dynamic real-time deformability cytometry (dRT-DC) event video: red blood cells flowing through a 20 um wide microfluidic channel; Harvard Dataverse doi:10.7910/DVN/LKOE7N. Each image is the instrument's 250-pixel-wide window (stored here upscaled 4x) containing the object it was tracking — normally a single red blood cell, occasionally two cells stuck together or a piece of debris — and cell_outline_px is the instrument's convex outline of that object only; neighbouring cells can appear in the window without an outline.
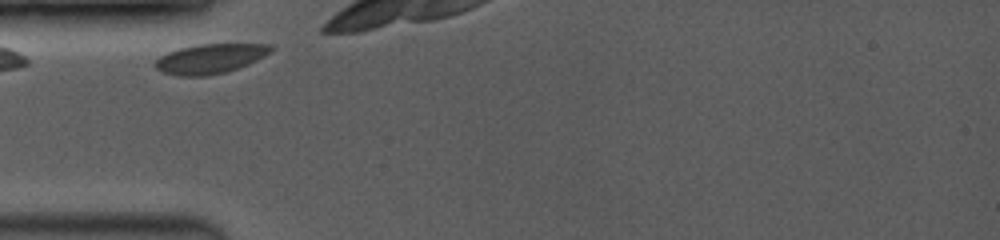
{"species": "common noctule bat (a hibernating species)", "species_latin": "Nyctalus noctula", "temperature_condition": "room temperature", "stored_images_in_passage": 3, "camera_frame_rate_fps": 3500, "um_per_image_px": 0.085, "animal": {"sex": "female", "body_mass_g": 19.0, "forearm_length_mm": 53.3}, "frame": {"image": 1, "passage_image": 1, "time_ms": 0.0, "image_size_px": [1000, 240], "cell_outline_px": [[276, 48], [272, 52], [248, 64], [224, 72], [204, 76], [180, 76], [164, 72], [156, 68], [152, 64], [160, 56], [168, 52], [180, 48], [200, 44], [272, 44]], "centroid_in_image_um": [17.88, 4.98], "position_along_channel_um": 67.1, "area_um2": 19.88}}